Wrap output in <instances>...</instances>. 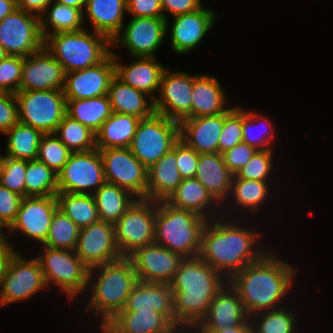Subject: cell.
Masks as SVG:
<instances>
[{
  "mask_svg": "<svg viewBox=\"0 0 333 333\" xmlns=\"http://www.w3.org/2000/svg\"><path fill=\"white\" fill-rule=\"evenodd\" d=\"M108 95L89 99L66 100V115L89 127L96 133L111 116Z\"/></svg>",
  "mask_w": 333,
  "mask_h": 333,
  "instance_id": "cell-38",
  "label": "cell"
},
{
  "mask_svg": "<svg viewBox=\"0 0 333 333\" xmlns=\"http://www.w3.org/2000/svg\"><path fill=\"white\" fill-rule=\"evenodd\" d=\"M27 160L15 159L2 155L0 161V183L25 197V174Z\"/></svg>",
  "mask_w": 333,
  "mask_h": 333,
  "instance_id": "cell-49",
  "label": "cell"
},
{
  "mask_svg": "<svg viewBox=\"0 0 333 333\" xmlns=\"http://www.w3.org/2000/svg\"><path fill=\"white\" fill-rule=\"evenodd\" d=\"M288 307L285 305L251 315L253 333H300L295 309Z\"/></svg>",
  "mask_w": 333,
  "mask_h": 333,
  "instance_id": "cell-42",
  "label": "cell"
},
{
  "mask_svg": "<svg viewBox=\"0 0 333 333\" xmlns=\"http://www.w3.org/2000/svg\"><path fill=\"white\" fill-rule=\"evenodd\" d=\"M137 282V274L128 257L89 269L88 290L84 294L89 296V301L85 311L91 313L92 318H99L100 329L122 311Z\"/></svg>",
  "mask_w": 333,
  "mask_h": 333,
  "instance_id": "cell-4",
  "label": "cell"
},
{
  "mask_svg": "<svg viewBox=\"0 0 333 333\" xmlns=\"http://www.w3.org/2000/svg\"><path fill=\"white\" fill-rule=\"evenodd\" d=\"M257 150L258 149L255 147L242 141L222 155L225 165L234 175L239 169L246 165Z\"/></svg>",
  "mask_w": 333,
  "mask_h": 333,
  "instance_id": "cell-54",
  "label": "cell"
},
{
  "mask_svg": "<svg viewBox=\"0 0 333 333\" xmlns=\"http://www.w3.org/2000/svg\"><path fill=\"white\" fill-rule=\"evenodd\" d=\"M16 251L15 246L8 238H0V281L6 273L8 263Z\"/></svg>",
  "mask_w": 333,
  "mask_h": 333,
  "instance_id": "cell-57",
  "label": "cell"
},
{
  "mask_svg": "<svg viewBox=\"0 0 333 333\" xmlns=\"http://www.w3.org/2000/svg\"><path fill=\"white\" fill-rule=\"evenodd\" d=\"M72 152L54 134H43L37 160L45 163L56 174L63 168Z\"/></svg>",
  "mask_w": 333,
  "mask_h": 333,
  "instance_id": "cell-46",
  "label": "cell"
},
{
  "mask_svg": "<svg viewBox=\"0 0 333 333\" xmlns=\"http://www.w3.org/2000/svg\"><path fill=\"white\" fill-rule=\"evenodd\" d=\"M7 236V227L0 221V238H8Z\"/></svg>",
  "mask_w": 333,
  "mask_h": 333,
  "instance_id": "cell-62",
  "label": "cell"
},
{
  "mask_svg": "<svg viewBox=\"0 0 333 333\" xmlns=\"http://www.w3.org/2000/svg\"><path fill=\"white\" fill-rule=\"evenodd\" d=\"M207 222L197 213L174 208L166 201H156L154 243L184 258L197 257Z\"/></svg>",
  "mask_w": 333,
  "mask_h": 333,
  "instance_id": "cell-5",
  "label": "cell"
},
{
  "mask_svg": "<svg viewBox=\"0 0 333 333\" xmlns=\"http://www.w3.org/2000/svg\"><path fill=\"white\" fill-rule=\"evenodd\" d=\"M112 112L132 115L140 119L150 117L154 100L143 91L133 88L114 76L107 93Z\"/></svg>",
  "mask_w": 333,
  "mask_h": 333,
  "instance_id": "cell-34",
  "label": "cell"
},
{
  "mask_svg": "<svg viewBox=\"0 0 333 333\" xmlns=\"http://www.w3.org/2000/svg\"><path fill=\"white\" fill-rule=\"evenodd\" d=\"M3 135L7 138L4 156L27 161L37 160L43 136L40 130L18 122Z\"/></svg>",
  "mask_w": 333,
  "mask_h": 333,
  "instance_id": "cell-39",
  "label": "cell"
},
{
  "mask_svg": "<svg viewBox=\"0 0 333 333\" xmlns=\"http://www.w3.org/2000/svg\"><path fill=\"white\" fill-rule=\"evenodd\" d=\"M228 280L199 256L184 258L169 283L175 326L190 333L205 317L216 293Z\"/></svg>",
  "mask_w": 333,
  "mask_h": 333,
  "instance_id": "cell-3",
  "label": "cell"
},
{
  "mask_svg": "<svg viewBox=\"0 0 333 333\" xmlns=\"http://www.w3.org/2000/svg\"><path fill=\"white\" fill-rule=\"evenodd\" d=\"M134 266L138 281L170 283L184 257L152 243L137 249L128 257Z\"/></svg>",
  "mask_w": 333,
  "mask_h": 333,
  "instance_id": "cell-20",
  "label": "cell"
},
{
  "mask_svg": "<svg viewBox=\"0 0 333 333\" xmlns=\"http://www.w3.org/2000/svg\"><path fill=\"white\" fill-rule=\"evenodd\" d=\"M211 9L202 6L197 11L173 16L172 22L166 20V31L167 34L170 31V46L173 52L177 55L188 54L202 43L216 23L217 13Z\"/></svg>",
  "mask_w": 333,
  "mask_h": 333,
  "instance_id": "cell-18",
  "label": "cell"
},
{
  "mask_svg": "<svg viewBox=\"0 0 333 333\" xmlns=\"http://www.w3.org/2000/svg\"><path fill=\"white\" fill-rule=\"evenodd\" d=\"M53 0H19L17 8L40 17Z\"/></svg>",
  "mask_w": 333,
  "mask_h": 333,
  "instance_id": "cell-58",
  "label": "cell"
},
{
  "mask_svg": "<svg viewBox=\"0 0 333 333\" xmlns=\"http://www.w3.org/2000/svg\"><path fill=\"white\" fill-rule=\"evenodd\" d=\"M100 221L115 224L137 199L127 190L105 182L93 194Z\"/></svg>",
  "mask_w": 333,
  "mask_h": 333,
  "instance_id": "cell-37",
  "label": "cell"
},
{
  "mask_svg": "<svg viewBox=\"0 0 333 333\" xmlns=\"http://www.w3.org/2000/svg\"><path fill=\"white\" fill-rule=\"evenodd\" d=\"M179 139V122L154 112L150 117L140 120L129 149L149 169Z\"/></svg>",
  "mask_w": 333,
  "mask_h": 333,
  "instance_id": "cell-8",
  "label": "cell"
},
{
  "mask_svg": "<svg viewBox=\"0 0 333 333\" xmlns=\"http://www.w3.org/2000/svg\"><path fill=\"white\" fill-rule=\"evenodd\" d=\"M267 117L243 108V142L258 150H273L272 142L277 137V129Z\"/></svg>",
  "mask_w": 333,
  "mask_h": 333,
  "instance_id": "cell-41",
  "label": "cell"
},
{
  "mask_svg": "<svg viewBox=\"0 0 333 333\" xmlns=\"http://www.w3.org/2000/svg\"><path fill=\"white\" fill-rule=\"evenodd\" d=\"M192 91V118L225 114L231 108L228 95L215 76L193 74Z\"/></svg>",
  "mask_w": 333,
  "mask_h": 333,
  "instance_id": "cell-29",
  "label": "cell"
},
{
  "mask_svg": "<svg viewBox=\"0 0 333 333\" xmlns=\"http://www.w3.org/2000/svg\"><path fill=\"white\" fill-rule=\"evenodd\" d=\"M182 181L176 159V143L148 169L147 199L166 201Z\"/></svg>",
  "mask_w": 333,
  "mask_h": 333,
  "instance_id": "cell-33",
  "label": "cell"
},
{
  "mask_svg": "<svg viewBox=\"0 0 333 333\" xmlns=\"http://www.w3.org/2000/svg\"><path fill=\"white\" fill-rule=\"evenodd\" d=\"M298 269L269 250L235 273L228 282L238 292L243 307L253 314L288 305Z\"/></svg>",
  "mask_w": 333,
  "mask_h": 333,
  "instance_id": "cell-2",
  "label": "cell"
},
{
  "mask_svg": "<svg viewBox=\"0 0 333 333\" xmlns=\"http://www.w3.org/2000/svg\"><path fill=\"white\" fill-rule=\"evenodd\" d=\"M19 122L15 94L0 91V133L3 135Z\"/></svg>",
  "mask_w": 333,
  "mask_h": 333,
  "instance_id": "cell-52",
  "label": "cell"
},
{
  "mask_svg": "<svg viewBox=\"0 0 333 333\" xmlns=\"http://www.w3.org/2000/svg\"><path fill=\"white\" fill-rule=\"evenodd\" d=\"M99 331L100 333H106L103 329H100Z\"/></svg>",
  "mask_w": 333,
  "mask_h": 333,
  "instance_id": "cell-65",
  "label": "cell"
},
{
  "mask_svg": "<svg viewBox=\"0 0 333 333\" xmlns=\"http://www.w3.org/2000/svg\"><path fill=\"white\" fill-rule=\"evenodd\" d=\"M87 27L76 32L55 33L44 39L45 48L65 73L95 66L111 53V41Z\"/></svg>",
  "mask_w": 333,
  "mask_h": 333,
  "instance_id": "cell-6",
  "label": "cell"
},
{
  "mask_svg": "<svg viewBox=\"0 0 333 333\" xmlns=\"http://www.w3.org/2000/svg\"><path fill=\"white\" fill-rule=\"evenodd\" d=\"M176 159L182 179L195 177L199 153L186 145L181 139L176 142Z\"/></svg>",
  "mask_w": 333,
  "mask_h": 333,
  "instance_id": "cell-51",
  "label": "cell"
},
{
  "mask_svg": "<svg viewBox=\"0 0 333 333\" xmlns=\"http://www.w3.org/2000/svg\"><path fill=\"white\" fill-rule=\"evenodd\" d=\"M22 196L0 183V221L8 228L17 216Z\"/></svg>",
  "mask_w": 333,
  "mask_h": 333,
  "instance_id": "cell-53",
  "label": "cell"
},
{
  "mask_svg": "<svg viewBox=\"0 0 333 333\" xmlns=\"http://www.w3.org/2000/svg\"><path fill=\"white\" fill-rule=\"evenodd\" d=\"M0 44L7 55L27 57L44 46L40 17L16 9L0 22Z\"/></svg>",
  "mask_w": 333,
  "mask_h": 333,
  "instance_id": "cell-15",
  "label": "cell"
},
{
  "mask_svg": "<svg viewBox=\"0 0 333 333\" xmlns=\"http://www.w3.org/2000/svg\"><path fill=\"white\" fill-rule=\"evenodd\" d=\"M7 56V53L5 52L4 48L0 44V61L4 59Z\"/></svg>",
  "mask_w": 333,
  "mask_h": 333,
  "instance_id": "cell-63",
  "label": "cell"
},
{
  "mask_svg": "<svg viewBox=\"0 0 333 333\" xmlns=\"http://www.w3.org/2000/svg\"><path fill=\"white\" fill-rule=\"evenodd\" d=\"M156 201L136 199L114 224L115 239L122 257L154 243Z\"/></svg>",
  "mask_w": 333,
  "mask_h": 333,
  "instance_id": "cell-10",
  "label": "cell"
},
{
  "mask_svg": "<svg viewBox=\"0 0 333 333\" xmlns=\"http://www.w3.org/2000/svg\"><path fill=\"white\" fill-rule=\"evenodd\" d=\"M163 11V18L169 20L168 12L171 16L191 13L200 9L202 0H160Z\"/></svg>",
  "mask_w": 333,
  "mask_h": 333,
  "instance_id": "cell-56",
  "label": "cell"
},
{
  "mask_svg": "<svg viewBox=\"0 0 333 333\" xmlns=\"http://www.w3.org/2000/svg\"><path fill=\"white\" fill-rule=\"evenodd\" d=\"M19 122L54 133L66 115V98L63 90L23 91L15 94Z\"/></svg>",
  "mask_w": 333,
  "mask_h": 333,
  "instance_id": "cell-9",
  "label": "cell"
},
{
  "mask_svg": "<svg viewBox=\"0 0 333 333\" xmlns=\"http://www.w3.org/2000/svg\"><path fill=\"white\" fill-rule=\"evenodd\" d=\"M65 72L62 65L43 46L40 50L23 57L20 90H62Z\"/></svg>",
  "mask_w": 333,
  "mask_h": 333,
  "instance_id": "cell-22",
  "label": "cell"
},
{
  "mask_svg": "<svg viewBox=\"0 0 333 333\" xmlns=\"http://www.w3.org/2000/svg\"><path fill=\"white\" fill-rule=\"evenodd\" d=\"M16 9L18 8L15 0H0V22Z\"/></svg>",
  "mask_w": 333,
  "mask_h": 333,
  "instance_id": "cell-60",
  "label": "cell"
},
{
  "mask_svg": "<svg viewBox=\"0 0 333 333\" xmlns=\"http://www.w3.org/2000/svg\"><path fill=\"white\" fill-rule=\"evenodd\" d=\"M166 202L174 208L197 213L207 220L222 215V206L195 177L182 179Z\"/></svg>",
  "mask_w": 333,
  "mask_h": 333,
  "instance_id": "cell-28",
  "label": "cell"
},
{
  "mask_svg": "<svg viewBox=\"0 0 333 333\" xmlns=\"http://www.w3.org/2000/svg\"><path fill=\"white\" fill-rule=\"evenodd\" d=\"M190 333H253L252 324L248 318L240 326L224 328L218 331H191Z\"/></svg>",
  "mask_w": 333,
  "mask_h": 333,
  "instance_id": "cell-59",
  "label": "cell"
},
{
  "mask_svg": "<svg viewBox=\"0 0 333 333\" xmlns=\"http://www.w3.org/2000/svg\"><path fill=\"white\" fill-rule=\"evenodd\" d=\"M105 180L115 184L137 199H147L148 169L129 148L99 149Z\"/></svg>",
  "mask_w": 333,
  "mask_h": 333,
  "instance_id": "cell-14",
  "label": "cell"
},
{
  "mask_svg": "<svg viewBox=\"0 0 333 333\" xmlns=\"http://www.w3.org/2000/svg\"><path fill=\"white\" fill-rule=\"evenodd\" d=\"M140 118L112 112L96 132V148H129Z\"/></svg>",
  "mask_w": 333,
  "mask_h": 333,
  "instance_id": "cell-35",
  "label": "cell"
},
{
  "mask_svg": "<svg viewBox=\"0 0 333 333\" xmlns=\"http://www.w3.org/2000/svg\"><path fill=\"white\" fill-rule=\"evenodd\" d=\"M47 289L36 257L28 258L16 251L0 281V307L34 297Z\"/></svg>",
  "mask_w": 333,
  "mask_h": 333,
  "instance_id": "cell-11",
  "label": "cell"
},
{
  "mask_svg": "<svg viewBox=\"0 0 333 333\" xmlns=\"http://www.w3.org/2000/svg\"><path fill=\"white\" fill-rule=\"evenodd\" d=\"M246 219L221 215L208 220L202 232L198 256L227 280L268 251L259 243L263 234L245 225Z\"/></svg>",
  "mask_w": 333,
  "mask_h": 333,
  "instance_id": "cell-1",
  "label": "cell"
},
{
  "mask_svg": "<svg viewBox=\"0 0 333 333\" xmlns=\"http://www.w3.org/2000/svg\"><path fill=\"white\" fill-rule=\"evenodd\" d=\"M192 88L193 74L166 68L154 99V111L177 122L192 118Z\"/></svg>",
  "mask_w": 333,
  "mask_h": 333,
  "instance_id": "cell-16",
  "label": "cell"
},
{
  "mask_svg": "<svg viewBox=\"0 0 333 333\" xmlns=\"http://www.w3.org/2000/svg\"><path fill=\"white\" fill-rule=\"evenodd\" d=\"M42 252L37 258L49 290L53 285L63 293L69 302L82 297L87 290L89 268L75 253V250L38 246ZM50 285V286H49ZM52 286V288H51Z\"/></svg>",
  "mask_w": 333,
  "mask_h": 333,
  "instance_id": "cell-7",
  "label": "cell"
},
{
  "mask_svg": "<svg viewBox=\"0 0 333 333\" xmlns=\"http://www.w3.org/2000/svg\"><path fill=\"white\" fill-rule=\"evenodd\" d=\"M106 333L185 332L157 312L120 311L103 328Z\"/></svg>",
  "mask_w": 333,
  "mask_h": 333,
  "instance_id": "cell-30",
  "label": "cell"
},
{
  "mask_svg": "<svg viewBox=\"0 0 333 333\" xmlns=\"http://www.w3.org/2000/svg\"><path fill=\"white\" fill-rule=\"evenodd\" d=\"M57 193V174L45 163L38 160L27 161L25 197L56 196Z\"/></svg>",
  "mask_w": 333,
  "mask_h": 333,
  "instance_id": "cell-44",
  "label": "cell"
},
{
  "mask_svg": "<svg viewBox=\"0 0 333 333\" xmlns=\"http://www.w3.org/2000/svg\"><path fill=\"white\" fill-rule=\"evenodd\" d=\"M115 76L112 52L99 64L65 73L63 93L66 100L105 96Z\"/></svg>",
  "mask_w": 333,
  "mask_h": 333,
  "instance_id": "cell-21",
  "label": "cell"
},
{
  "mask_svg": "<svg viewBox=\"0 0 333 333\" xmlns=\"http://www.w3.org/2000/svg\"><path fill=\"white\" fill-rule=\"evenodd\" d=\"M57 209L56 196L23 197L15 220L7 228L8 235L12 233L15 236V233L21 232L33 244L43 245Z\"/></svg>",
  "mask_w": 333,
  "mask_h": 333,
  "instance_id": "cell-17",
  "label": "cell"
},
{
  "mask_svg": "<svg viewBox=\"0 0 333 333\" xmlns=\"http://www.w3.org/2000/svg\"><path fill=\"white\" fill-rule=\"evenodd\" d=\"M126 13V0H87L83 10V21L88 16L91 30L105 35L112 41L120 32Z\"/></svg>",
  "mask_w": 333,
  "mask_h": 333,
  "instance_id": "cell-32",
  "label": "cell"
},
{
  "mask_svg": "<svg viewBox=\"0 0 333 333\" xmlns=\"http://www.w3.org/2000/svg\"><path fill=\"white\" fill-rule=\"evenodd\" d=\"M58 3L73 7V8H78L82 12L85 8V4L87 0H55Z\"/></svg>",
  "mask_w": 333,
  "mask_h": 333,
  "instance_id": "cell-61",
  "label": "cell"
},
{
  "mask_svg": "<svg viewBox=\"0 0 333 333\" xmlns=\"http://www.w3.org/2000/svg\"><path fill=\"white\" fill-rule=\"evenodd\" d=\"M243 107H231L224 114V125L218 143V153L221 155L243 141Z\"/></svg>",
  "mask_w": 333,
  "mask_h": 333,
  "instance_id": "cell-48",
  "label": "cell"
},
{
  "mask_svg": "<svg viewBox=\"0 0 333 333\" xmlns=\"http://www.w3.org/2000/svg\"><path fill=\"white\" fill-rule=\"evenodd\" d=\"M195 178L221 206L228 199L233 174L220 153L199 154Z\"/></svg>",
  "mask_w": 333,
  "mask_h": 333,
  "instance_id": "cell-31",
  "label": "cell"
},
{
  "mask_svg": "<svg viewBox=\"0 0 333 333\" xmlns=\"http://www.w3.org/2000/svg\"><path fill=\"white\" fill-rule=\"evenodd\" d=\"M115 66V76L123 83L143 91L153 100L157 97L162 74L166 66L157 57H131L129 64L121 63L120 55L111 50ZM121 60V61H120Z\"/></svg>",
  "mask_w": 333,
  "mask_h": 333,
  "instance_id": "cell-23",
  "label": "cell"
},
{
  "mask_svg": "<svg viewBox=\"0 0 333 333\" xmlns=\"http://www.w3.org/2000/svg\"><path fill=\"white\" fill-rule=\"evenodd\" d=\"M75 253L89 269L121 259L114 224L98 221L81 228Z\"/></svg>",
  "mask_w": 333,
  "mask_h": 333,
  "instance_id": "cell-19",
  "label": "cell"
},
{
  "mask_svg": "<svg viewBox=\"0 0 333 333\" xmlns=\"http://www.w3.org/2000/svg\"><path fill=\"white\" fill-rule=\"evenodd\" d=\"M105 182L103 162L97 148L72 152L57 174L58 192L93 194Z\"/></svg>",
  "mask_w": 333,
  "mask_h": 333,
  "instance_id": "cell-12",
  "label": "cell"
},
{
  "mask_svg": "<svg viewBox=\"0 0 333 333\" xmlns=\"http://www.w3.org/2000/svg\"><path fill=\"white\" fill-rule=\"evenodd\" d=\"M163 17H131L111 41V50L128 49L131 57H157V50L167 36Z\"/></svg>",
  "mask_w": 333,
  "mask_h": 333,
  "instance_id": "cell-13",
  "label": "cell"
},
{
  "mask_svg": "<svg viewBox=\"0 0 333 333\" xmlns=\"http://www.w3.org/2000/svg\"><path fill=\"white\" fill-rule=\"evenodd\" d=\"M131 17H163L160 0H126Z\"/></svg>",
  "mask_w": 333,
  "mask_h": 333,
  "instance_id": "cell-55",
  "label": "cell"
},
{
  "mask_svg": "<svg viewBox=\"0 0 333 333\" xmlns=\"http://www.w3.org/2000/svg\"><path fill=\"white\" fill-rule=\"evenodd\" d=\"M162 333H186V332H162Z\"/></svg>",
  "mask_w": 333,
  "mask_h": 333,
  "instance_id": "cell-64",
  "label": "cell"
},
{
  "mask_svg": "<svg viewBox=\"0 0 333 333\" xmlns=\"http://www.w3.org/2000/svg\"><path fill=\"white\" fill-rule=\"evenodd\" d=\"M54 134L71 152H85L96 148V133L68 115L63 117Z\"/></svg>",
  "mask_w": 333,
  "mask_h": 333,
  "instance_id": "cell-43",
  "label": "cell"
},
{
  "mask_svg": "<svg viewBox=\"0 0 333 333\" xmlns=\"http://www.w3.org/2000/svg\"><path fill=\"white\" fill-rule=\"evenodd\" d=\"M224 114L186 118L179 122V138L199 154L218 153Z\"/></svg>",
  "mask_w": 333,
  "mask_h": 333,
  "instance_id": "cell-27",
  "label": "cell"
},
{
  "mask_svg": "<svg viewBox=\"0 0 333 333\" xmlns=\"http://www.w3.org/2000/svg\"><path fill=\"white\" fill-rule=\"evenodd\" d=\"M80 228L61 210L53 215L47 238L42 246L75 250Z\"/></svg>",
  "mask_w": 333,
  "mask_h": 333,
  "instance_id": "cell-45",
  "label": "cell"
},
{
  "mask_svg": "<svg viewBox=\"0 0 333 333\" xmlns=\"http://www.w3.org/2000/svg\"><path fill=\"white\" fill-rule=\"evenodd\" d=\"M58 209L66 214L80 229L100 221L92 194H56Z\"/></svg>",
  "mask_w": 333,
  "mask_h": 333,
  "instance_id": "cell-40",
  "label": "cell"
},
{
  "mask_svg": "<svg viewBox=\"0 0 333 333\" xmlns=\"http://www.w3.org/2000/svg\"><path fill=\"white\" fill-rule=\"evenodd\" d=\"M23 57L7 55L0 61V91L16 94L20 91Z\"/></svg>",
  "mask_w": 333,
  "mask_h": 333,
  "instance_id": "cell-50",
  "label": "cell"
},
{
  "mask_svg": "<svg viewBox=\"0 0 333 333\" xmlns=\"http://www.w3.org/2000/svg\"><path fill=\"white\" fill-rule=\"evenodd\" d=\"M122 311L161 313L175 326L173 292L168 283L138 281Z\"/></svg>",
  "mask_w": 333,
  "mask_h": 333,
  "instance_id": "cell-26",
  "label": "cell"
},
{
  "mask_svg": "<svg viewBox=\"0 0 333 333\" xmlns=\"http://www.w3.org/2000/svg\"><path fill=\"white\" fill-rule=\"evenodd\" d=\"M83 12L53 0L40 16L43 39L59 32H76L84 29Z\"/></svg>",
  "mask_w": 333,
  "mask_h": 333,
  "instance_id": "cell-36",
  "label": "cell"
},
{
  "mask_svg": "<svg viewBox=\"0 0 333 333\" xmlns=\"http://www.w3.org/2000/svg\"><path fill=\"white\" fill-rule=\"evenodd\" d=\"M270 184L271 182L233 178L230 195L222 205V215L229 218L231 216L232 218H248L252 217L251 214L254 213V215H257L262 209V205H265L264 203L269 199V196L271 198L272 195L270 193L273 194Z\"/></svg>",
  "mask_w": 333,
  "mask_h": 333,
  "instance_id": "cell-25",
  "label": "cell"
},
{
  "mask_svg": "<svg viewBox=\"0 0 333 333\" xmlns=\"http://www.w3.org/2000/svg\"><path fill=\"white\" fill-rule=\"evenodd\" d=\"M274 155L273 150H257L246 165L233 175V178L270 182L273 170L276 169Z\"/></svg>",
  "mask_w": 333,
  "mask_h": 333,
  "instance_id": "cell-47",
  "label": "cell"
},
{
  "mask_svg": "<svg viewBox=\"0 0 333 333\" xmlns=\"http://www.w3.org/2000/svg\"><path fill=\"white\" fill-rule=\"evenodd\" d=\"M247 315L238 292L227 282L213 298L203 320L192 331H218L240 326Z\"/></svg>",
  "mask_w": 333,
  "mask_h": 333,
  "instance_id": "cell-24",
  "label": "cell"
}]
</instances>
